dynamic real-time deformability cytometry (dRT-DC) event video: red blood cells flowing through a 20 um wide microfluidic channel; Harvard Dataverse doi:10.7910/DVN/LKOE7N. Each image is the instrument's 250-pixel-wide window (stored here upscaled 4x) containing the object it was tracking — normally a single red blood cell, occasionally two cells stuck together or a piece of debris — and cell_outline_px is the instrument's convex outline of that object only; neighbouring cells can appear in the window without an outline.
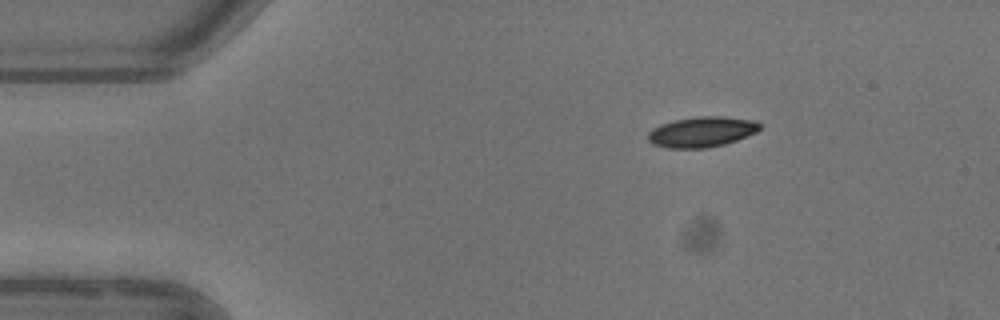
{"species": "common noctule bat (a hibernating species)", "species_latin": "Nyctalus noctula", "temperature_condition": "warm", "stored_images_in_passage": 3, "camera_frame_rate_fps": 3000, "um_per_image_px": 0.085, "animal": {"sex": "female"}, "frame": {"image": 1, "passage_image": 3, "time_ms": 3.333, "image_size_px": [1000, 320], "cell_outline_px": [[760, 128], [756, 132], [736, 140], [724, 144], [704, 148], [668, 148], [652, 144], [648, 140], [648, 132], [652, 128], [660, 124], [676, 120], [696, 116], [724, 116], [756, 120], [760, 124]], "centroid_in_image_um": [59.64, 11.2], "position_along_channel_um": 25.4, "area_um2": 19.83}}